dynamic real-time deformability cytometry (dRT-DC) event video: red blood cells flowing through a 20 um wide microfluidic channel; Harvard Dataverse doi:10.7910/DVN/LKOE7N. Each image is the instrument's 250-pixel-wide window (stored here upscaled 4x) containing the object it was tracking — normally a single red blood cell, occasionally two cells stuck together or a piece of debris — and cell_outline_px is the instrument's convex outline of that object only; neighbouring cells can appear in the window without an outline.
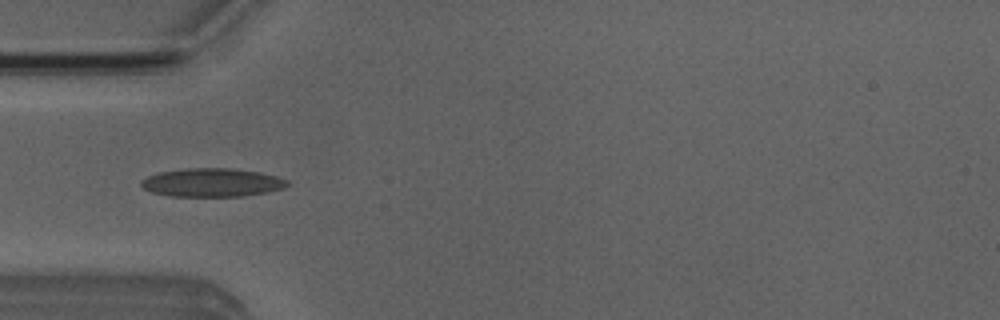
{"species": "Egyptian fruit bat (a non-hibernating species)", "species_latin": "Rousettus aegyptiacus", "temperature_condition": "room temperature", "stored_images_in_passage": 37, "camera_frame_rate_fps": 3000, "um_per_image_px": 0.085, "animal": {"sex": "male"}, "frame": {"image": 1, "passage_image": 1, "time_ms": 0.0, "image_size_px": [1000, 320], "cell_outline_px": [[288, 184], [284, 188], [268, 192], [240, 196], [172, 196], [152, 192], [144, 188], [140, 184], [140, 180], [148, 176], [160, 172], [184, 168], [232, 168], [260, 172], [276, 176], [288, 180]], "centroid_in_image_um": [18.03, 15.51], "position_along_channel_um": 67.0, "area_um2": 24.22}}
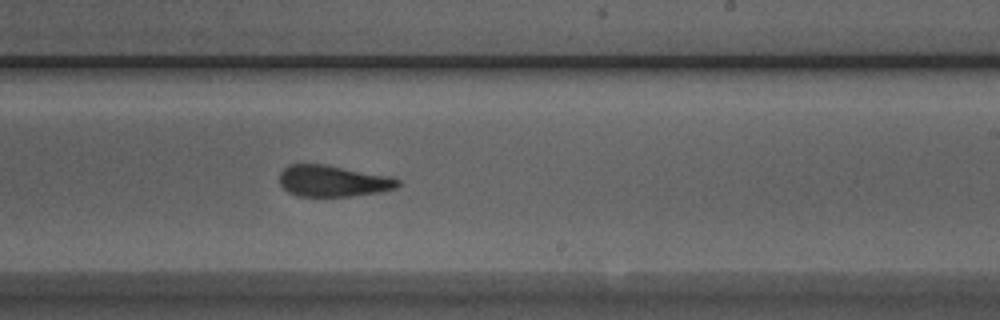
{"frame": {"image": 2, "passage_image": 16, "time_ms": 5.0, "image_size_px": [1000, 320], "cell_outline_px": [[400, 184], [396, 188], [380, 192], [352, 196], [296, 196], [288, 192], [280, 184], [280, 172], [288, 164], [324, 164], [392, 176], [400, 180]], "centroid_in_image_um": [28.32, 15.38], "position_along_channel_um": 260.7, "area_um2": 21.79}}
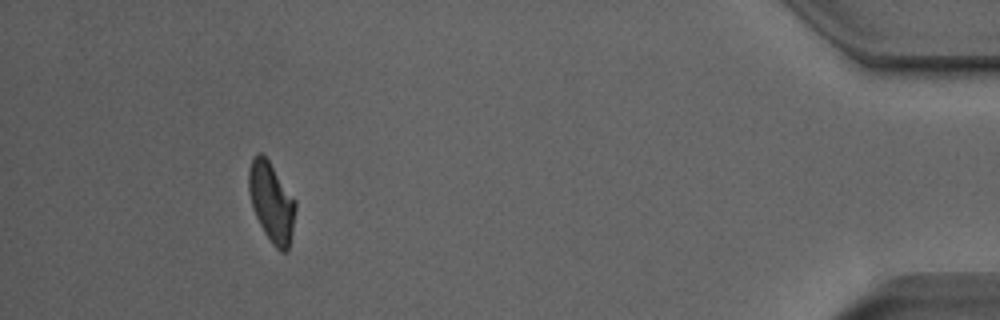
{"frame": {"image": 3, "passage_image": 33, "time_ms": 10.667, "image_size_px": [1000, 320], "cell_outline_px": [[296, 208], [292, 232], [288, 252], [280, 252], [272, 244], [264, 232], [252, 208], [248, 192], [248, 168], [252, 160], [260, 152], [268, 160], [296, 200]], "centroid_in_image_um": [23.08, 17.21], "position_along_channel_um": 412.1, "area_um2": 21.68}, "authors_computed_cell_mechanics": {"area_um2": 22.1374, "velocity_mm_per_s": 3.8711, "shape_relaxation_time_tau1_ms": 4.3034, "shape_relaxation_time_tau2_ms": 1.7667, "deformation_change_tau1": 0.1644, "deformation_change_tau2": 0.1057}}